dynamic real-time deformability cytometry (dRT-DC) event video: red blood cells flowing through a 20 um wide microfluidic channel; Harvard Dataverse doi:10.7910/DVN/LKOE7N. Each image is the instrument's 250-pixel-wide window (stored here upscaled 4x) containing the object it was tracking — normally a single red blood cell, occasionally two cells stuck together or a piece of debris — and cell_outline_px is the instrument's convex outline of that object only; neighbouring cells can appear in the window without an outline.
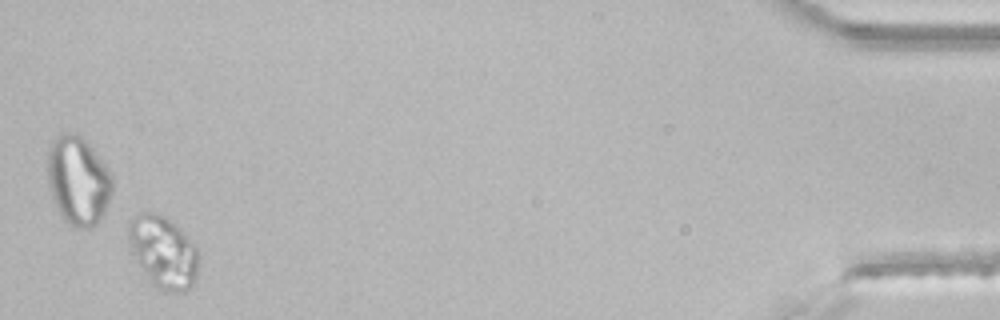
{"species": "common noctule bat (a hibernating species)", "species_latin": "Nyctalus noctula", "temperature_condition": "room temperature", "stored_images_in_passage": 36, "segment_of_instrument_passage": [2, 2], "camera_frame_rate_fps": 3000, "um_per_image_px": 0.085, "animal": {"sex": "male", "body_mass_g": 21.5, "forearm_length_mm": 52.0}, "frame": {"image": 1, "passage_image": 34, "time_ms": 11.0, "image_size_px": [1000, 320], "cell_outline_px": [[196, 280], [192, 288], [188, 292], [164, 292], [152, 284], [136, 260], [132, 252], [128, 240], [128, 224], [140, 212], [152, 212], [164, 216], [176, 224], [180, 228], [196, 248]], "centroid_in_image_um": [13.86, 21.44], "position_along_channel_um": 421.3, "area_um2": 29.19}}